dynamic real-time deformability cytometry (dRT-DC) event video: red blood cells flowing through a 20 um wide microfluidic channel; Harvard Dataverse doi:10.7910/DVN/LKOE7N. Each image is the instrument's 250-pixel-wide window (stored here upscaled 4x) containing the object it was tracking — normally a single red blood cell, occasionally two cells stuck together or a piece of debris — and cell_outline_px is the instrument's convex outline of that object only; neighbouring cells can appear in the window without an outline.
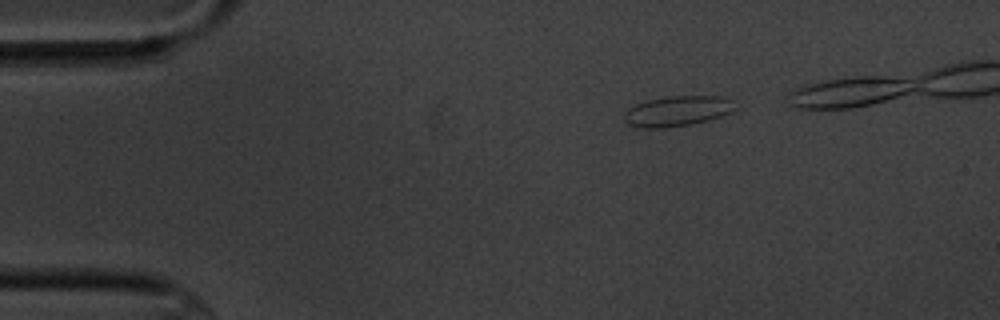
{"species": "common noctule bat (a hibernating species)", "species_latin": "Nyctalus noctula", "temperature_condition": "cold", "stored_images_in_passage": 6, "segment_of_instrument_passage": [2, 2], "camera_frame_rate_fps": 3000, "um_per_image_px": 0.085, "animal": {"sex": "male", "body_mass_g": 20.1, "forearm_length_mm": 53.5}, "frame": {"image": 1, "passage_image": 6, "time_ms": 5.667, "image_size_px": [1000, 320], "cell_outline_px": [[732, 112], [708, 120], [692, 124], [664, 128], [644, 128], [628, 124], [624, 120], [624, 112], [628, 108], [636, 104], [648, 100], [668, 96], [724, 96], [732, 100]], "centroid_in_image_um": [57.54, 9.44], "position_along_channel_um": 27.5, "area_um2": 19.48}}